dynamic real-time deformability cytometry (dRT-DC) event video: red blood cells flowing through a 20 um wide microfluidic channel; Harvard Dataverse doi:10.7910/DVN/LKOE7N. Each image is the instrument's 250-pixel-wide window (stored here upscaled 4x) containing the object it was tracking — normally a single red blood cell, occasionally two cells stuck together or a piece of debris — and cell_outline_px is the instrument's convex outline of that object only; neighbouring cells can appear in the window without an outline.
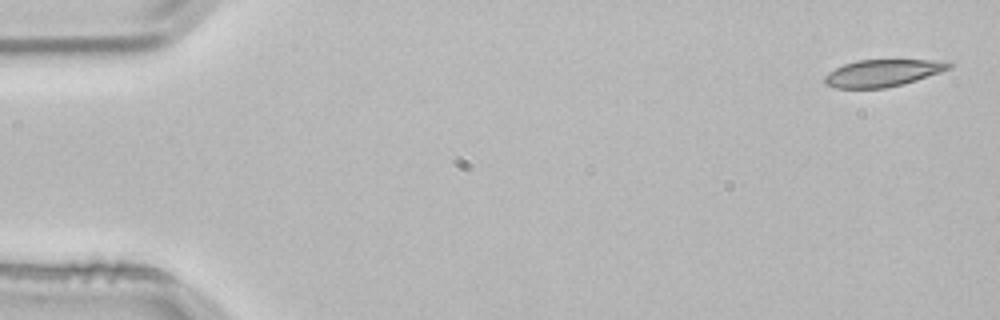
{"species": "common noctule bat (a hibernating species)", "species_latin": "Nyctalus noctula", "temperature_condition": "room temperature", "stored_images_in_passage": 4, "camera_frame_rate_fps": 3000, "um_per_image_px": 0.085, "animal": {"sex": "male", "body_mass_g": 21.5, "forearm_length_mm": 52.0}, "frame": {"image": 1, "passage_image": 1, "time_ms": 0.0, "image_size_px": [1000, 320], "cell_outline_px": [[952, 68], [904, 84], [884, 88], [836, 88], [824, 84], [824, 76], [828, 72], [844, 64], [856, 60], [932, 60], [952, 64]], "centroid_in_image_um": [74.97, 6.21], "position_along_channel_um": 10.0, "area_um2": 19.48}}